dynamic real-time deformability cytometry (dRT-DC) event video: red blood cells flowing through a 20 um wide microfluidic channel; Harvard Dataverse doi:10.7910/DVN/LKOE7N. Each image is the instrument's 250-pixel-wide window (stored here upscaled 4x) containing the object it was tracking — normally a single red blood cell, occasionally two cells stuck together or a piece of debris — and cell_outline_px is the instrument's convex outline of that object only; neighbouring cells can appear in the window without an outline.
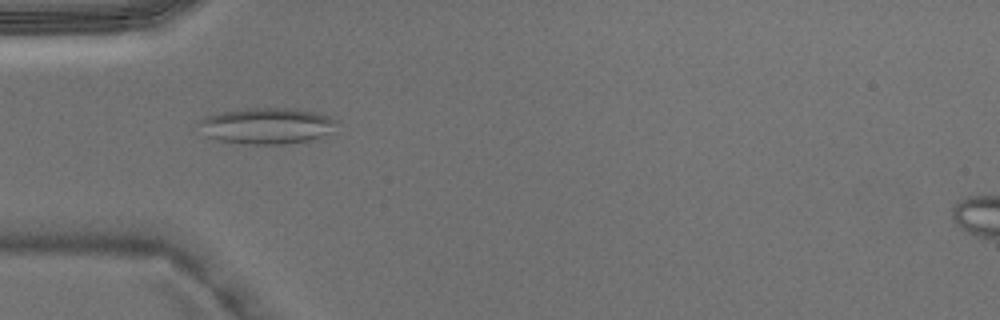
{"species": "Egyptian fruit bat (a non-hibernating species)", "species_latin": "Rousettus aegyptiacus", "temperature_condition": "warm", "stored_images_in_passage": 5, "camera_frame_rate_fps": 3000, "um_per_image_px": 0.085, "animal": {"sex": "male"}, "frame": {"image": 1, "passage_image": 4, "time_ms": 1.0, "image_size_px": [1000, 320], "cell_outline_px": [[336, 120], [328, 132], [320, 136], [308, 140], [280, 144], [252, 144], [220, 140], [204, 136], [200, 124], [200, 120], [204, 116], [220, 112], [244, 108], [292, 108], [320, 112]], "centroid_in_image_um": [22.62, 10.67], "position_along_channel_um": 62.4, "area_um2": 28.61}}